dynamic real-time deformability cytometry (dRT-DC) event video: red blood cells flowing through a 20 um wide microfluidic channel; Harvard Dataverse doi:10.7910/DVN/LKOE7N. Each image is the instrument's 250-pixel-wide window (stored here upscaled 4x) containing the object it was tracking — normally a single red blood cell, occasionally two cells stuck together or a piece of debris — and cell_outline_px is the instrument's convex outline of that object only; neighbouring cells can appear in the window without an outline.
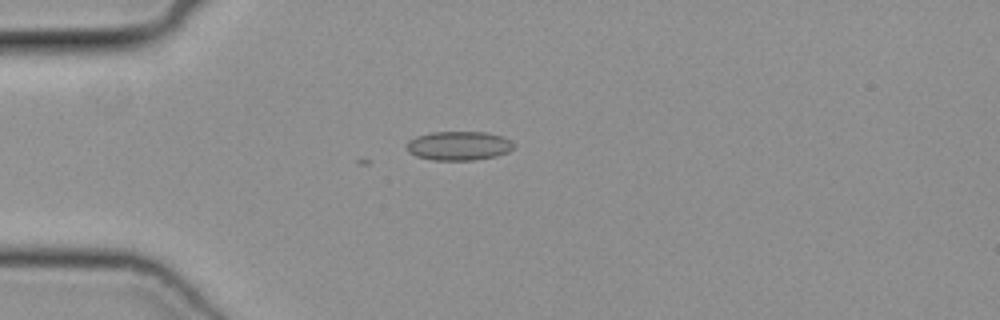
{"species": "common noctule bat (a hibernating species)", "species_latin": "Nyctalus noctula", "temperature_condition": "cold", "stored_images_in_passage": 4, "camera_frame_rate_fps": 3000, "um_per_image_px": 0.085, "animal": {"sex": "female", "body_mass_g": 19.3, "forearm_length_mm": 54.1}, "frame": {"image": 1, "passage_image": 1, "time_ms": 0.0, "image_size_px": [1000, 320], "cell_outline_px": [[516, 144], [508, 152], [496, 156], [476, 160], [432, 160], [416, 156], [408, 152], [408, 140], [416, 136], [432, 132], [484, 132], [504, 136], [512, 140]], "centroid_in_image_um": [39.03, 12.39], "position_along_channel_um": 46.0, "area_um2": 18.26}}